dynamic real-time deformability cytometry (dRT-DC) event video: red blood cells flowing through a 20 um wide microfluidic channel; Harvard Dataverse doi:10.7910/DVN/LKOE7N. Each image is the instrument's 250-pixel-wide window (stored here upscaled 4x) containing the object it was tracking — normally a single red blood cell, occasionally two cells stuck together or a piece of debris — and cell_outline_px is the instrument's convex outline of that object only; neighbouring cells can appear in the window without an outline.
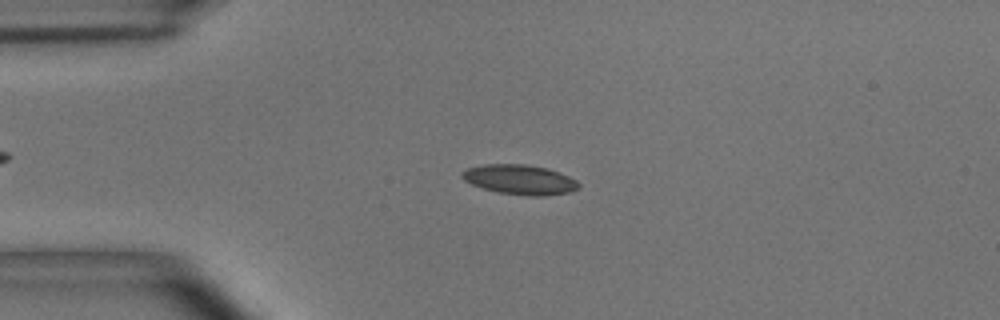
{"species": "common noctule bat (a hibernating species)", "species_latin": "Nyctalus noctula", "temperature_condition": "room temperature", "stored_images_in_passage": 9, "camera_frame_rate_fps": 3000, "um_per_image_px": 0.085, "animal": {"sex": "male", "body_mass_g": 15.6}, "frame": {"image": 1, "passage_image": 3, "time_ms": 0.667, "image_size_px": [1000, 320], "cell_outline_px": [[580, 188], [572, 192], [544, 196], [528, 196], [500, 192], [484, 188], [472, 184], [464, 180], [460, 176], [460, 172], [468, 168], [484, 164], [524, 164], [548, 168], [560, 172], [576, 180], [580, 184]], "centroid_in_image_um": [44.22, 15.26], "position_along_channel_um": 40.8, "area_um2": 20.35}}